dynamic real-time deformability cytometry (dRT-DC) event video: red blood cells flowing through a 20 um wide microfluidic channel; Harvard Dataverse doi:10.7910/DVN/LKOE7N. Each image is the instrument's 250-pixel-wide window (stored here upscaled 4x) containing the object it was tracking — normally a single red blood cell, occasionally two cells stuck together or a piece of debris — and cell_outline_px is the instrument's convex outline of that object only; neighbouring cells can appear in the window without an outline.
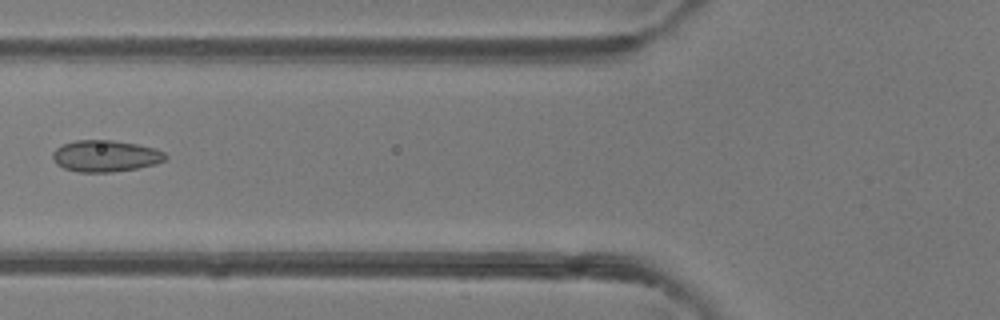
{"species": "common noctule bat (a hibernating species)", "species_latin": "Nyctalus noctula", "temperature_condition": "room temperature", "stored_images_in_passage": 6, "camera_frame_rate_fps": 3000, "um_per_image_px": 0.085, "animal": {"sex": "female"}, "frame": {"image": 1, "passage_image": 6, "time_ms": 1.667, "image_size_px": [1000, 320], "cell_outline_px": [[168, 156], [164, 160], [156, 164], [136, 168], [112, 172], [80, 172], [64, 168], [56, 164], [52, 156], [52, 152], [56, 148], [64, 144], [76, 140], [112, 140], [136, 144], [152, 148], [164, 152]], "centroid_in_image_um": [8.95, 13.26], "position_along_channel_um": 116.9, "area_um2": 20.58}}